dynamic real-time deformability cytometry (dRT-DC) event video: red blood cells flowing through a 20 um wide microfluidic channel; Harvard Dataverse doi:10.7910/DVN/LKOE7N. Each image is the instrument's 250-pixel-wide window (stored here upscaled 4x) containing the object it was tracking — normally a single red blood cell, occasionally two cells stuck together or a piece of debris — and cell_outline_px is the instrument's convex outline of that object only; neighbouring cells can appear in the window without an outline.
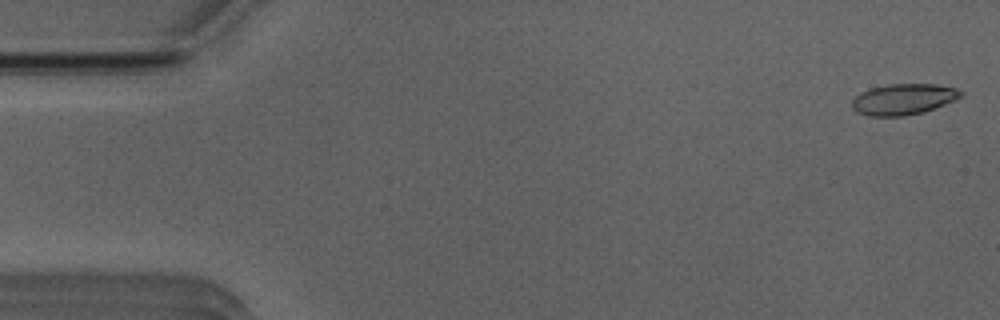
{"species": "Egyptian fruit bat (a non-hibernating species)", "species_latin": "Rousettus aegyptiacus", "temperature_condition": "room temperature", "stored_images_in_passage": 51, "camera_frame_rate_fps": 3000, "um_per_image_px": 0.085, "animal": {"sex": "male"}, "frame": {"image": 1, "passage_image": 1, "time_ms": 0.0, "image_size_px": [1000, 320], "cell_outline_px": [[964, 96], [956, 100], [924, 112], [904, 116], [868, 116], [856, 112], [852, 108], [852, 100], [860, 92], [872, 88], [888, 84], [936, 84], [956, 88], [964, 92]], "centroid_in_image_um": [76.82, 8.44], "position_along_channel_um": 8.2, "area_um2": 19.83}}
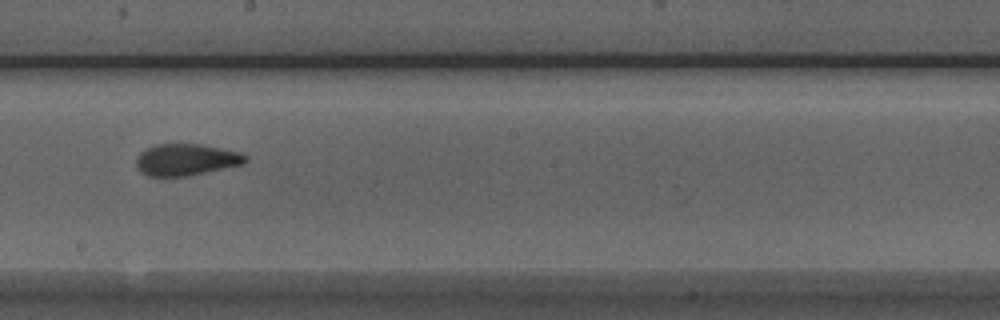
{"frame": {"image": 2, "passage_image": 28, "time_ms": 9.0, "image_size_px": [1000, 320], "cell_outline_px": [[248, 160], [244, 164], [188, 176], [148, 176], [140, 172], [136, 164], [136, 160], [140, 152], [156, 144], [204, 144], [240, 152], [248, 156]], "centroid_in_image_um": [15.85, 13.57], "position_along_channel_um": 232.3, "area_um2": 20.29}}
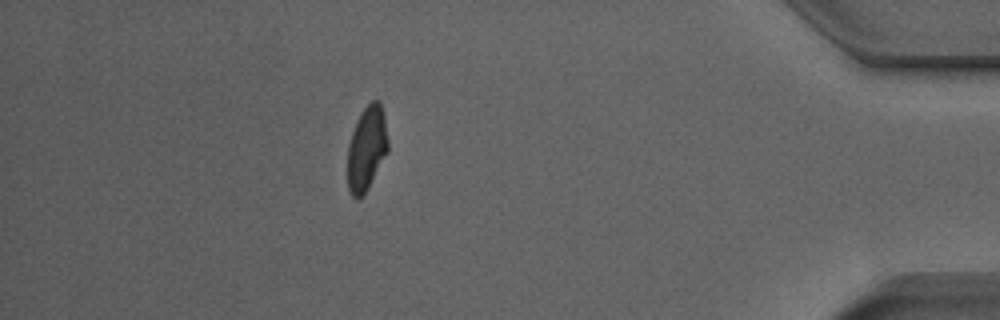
{"frame": {"image": 3, "passage_image": 45, "time_ms": 14.667, "image_size_px": [1000, 320], "cell_outline_px": [[388, 152], [368, 188], [356, 200], [352, 196], [348, 188], [348, 144], [356, 120], [360, 112], [372, 100], [380, 100], [388, 140]], "centroid_in_image_um": [31.16, 12.6], "position_along_channel_um": 404.0, "area_um2": 19.77}, "authors_computed_cell_mechanics": {"area_um2": 19.941, "velocity_mm_per_s": 3.9526, "shape_relaxation_time_tau1_ms": 7.267, "shape_relaxation_time_tau2_ms": 1.2747, "deformation_change_tau1": 0.2074, "deformation_change_tau2": 0.0691}}